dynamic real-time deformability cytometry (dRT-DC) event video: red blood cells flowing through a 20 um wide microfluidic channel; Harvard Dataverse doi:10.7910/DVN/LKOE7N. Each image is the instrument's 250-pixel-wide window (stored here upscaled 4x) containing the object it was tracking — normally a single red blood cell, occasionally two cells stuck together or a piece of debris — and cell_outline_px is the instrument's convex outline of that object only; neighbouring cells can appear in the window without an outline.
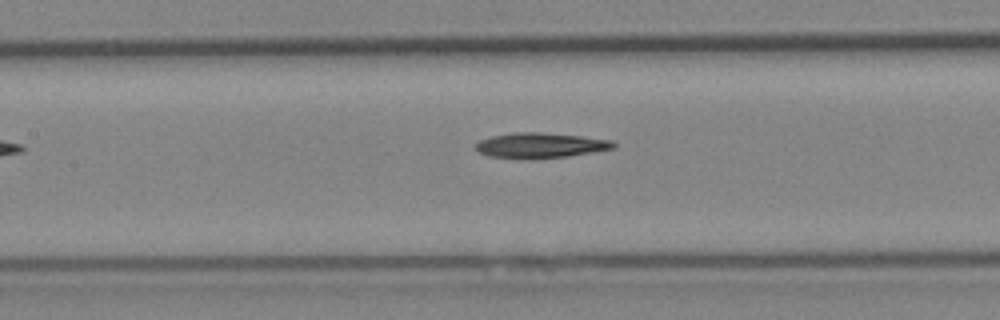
{"species": "Egyptian fruit bat (a non-hibernating species)", "species_latin": "Rousettus aegyptiacus", "temperature_condition": "cold", "stored_images_in_passage": 6, "camera_frame_rate_fps": 3000, "um_per_image_px": 0.085, "animal": {"sex": "female"}, "frame": {"image": 1, "passage_image": 6, "time_ms": 6.667, "image_size_px": [1000, 320], "cell_outline_px": [[616, 148], [568, 156], [488, 156], [476, 152], [476, 144], [480, 140], [492, 136], [512, 132], [540, 132], [580, 136], [612, 140], [616, 144]], "centroid_in_image_um": [45.96, 12.31], "position_along_channel_um": 161.4, "area_um2": 19.36}}